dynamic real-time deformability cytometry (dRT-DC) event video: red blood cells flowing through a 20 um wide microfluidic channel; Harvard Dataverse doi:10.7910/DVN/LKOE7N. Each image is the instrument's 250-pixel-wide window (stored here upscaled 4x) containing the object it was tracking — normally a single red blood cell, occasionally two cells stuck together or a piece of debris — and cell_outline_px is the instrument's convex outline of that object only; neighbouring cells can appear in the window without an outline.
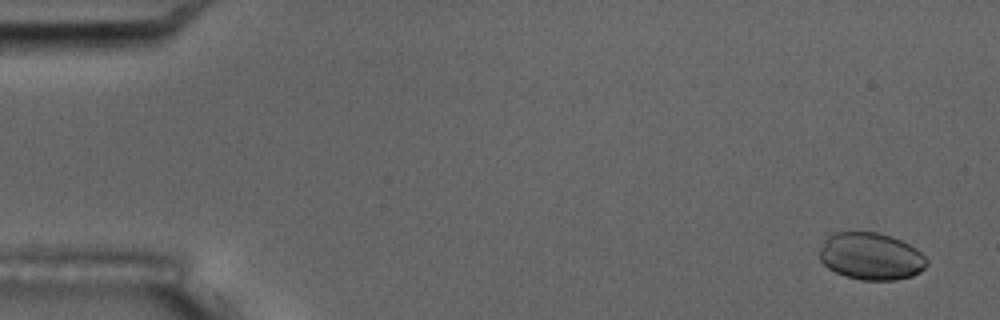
{"species": "common noctule bat (a hibernating species)", "species_latin": "Nyctalus noctula", "temperature_condition": "room temperature", "stored_images_in_passage": 5, "camera_frame_rate_fps": 3000, "um_per_image_px": 0.085, "animal": {"sex": "male", "body_mass_g": 17.5, "forearm_length_mm": 52.3}, "frame": {"image": 1, "passage_image": 1, "time_ms": 0.0, "image_size_px": [1000, 320], "cell_outline_px": [[928, 264], [920, 272], [912, 276], [896, 280], [860, 280], [844, 276], [828, 268], [820, 260], [820, 248], [824, 240], [832, 232], [876, 232], [892, 236], [916, 248], [928, 260]], "centroid_in_image_um": [74.03, 21.79], "position_along_channel_um": 11.0, "area_um2": 29.65}}